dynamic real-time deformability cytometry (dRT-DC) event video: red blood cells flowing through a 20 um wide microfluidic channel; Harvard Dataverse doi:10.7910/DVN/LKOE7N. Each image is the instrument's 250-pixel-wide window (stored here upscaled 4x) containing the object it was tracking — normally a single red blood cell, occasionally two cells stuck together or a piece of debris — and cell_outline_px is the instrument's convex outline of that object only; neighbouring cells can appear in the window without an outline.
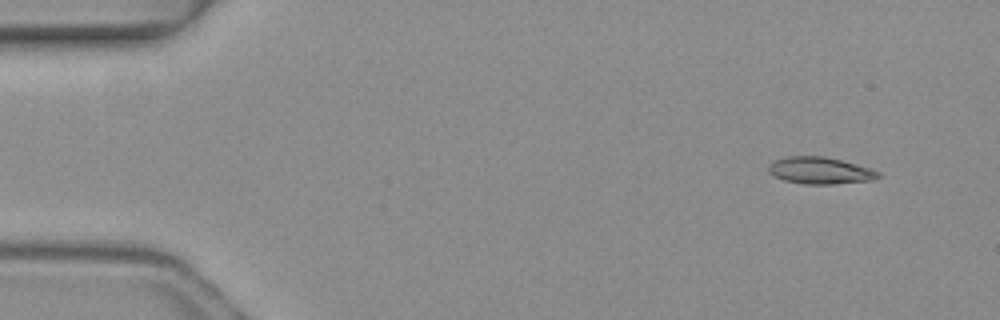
{"species": "common noctule bat (a hibernating species)", "species_latin": "Nyctalus noctula", "temperature_condition": "warm", "stored_images_in_passage": 4, "camera_frame_rate_fps": 3000, "um_per_image_px": 0.085, "animal": {"sex": "female", "body_mass_g": 19.3, "forearm_length_mm": 54.1}, "frame": {"image": 1, "passage_image": 1, "time_ms": 0.0, "image_size_px": [1000, 320], "cell_outline_px": [[880, 176], [872, 180], [832, 184], [804, 184], [784, 180], [768, 172], [768, 164], [776, 160], [788, 156], [824, 156], [856, 164], [880, 172]], "centroid_in_image_um": [69.68, 14.49], "position_along_channel_um": 15.3, "area_um2": 16.99}}
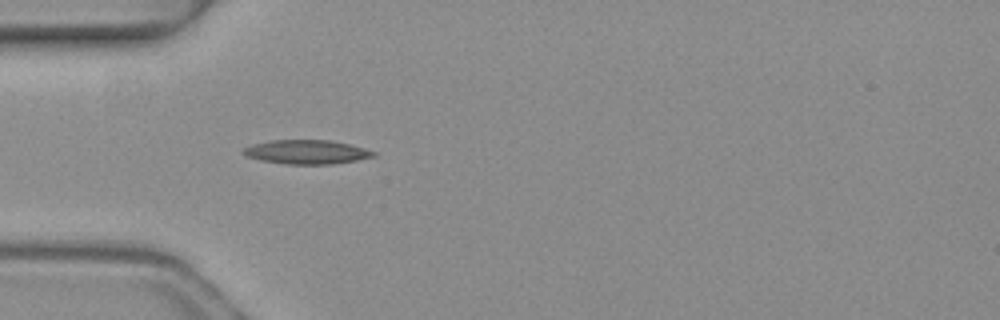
{"frame": {"image": 2, "passage_image": 4, "time_ms": 1.0, "image_size_px": [1000, 320], "cell_outline_px": [[376, 156], [356, 160], [332, 164], [284, 164], [260, 160], [244, 156], [240, 152], [244, 148], [252, 144], [272, 140], [328, 140], [348, 144], [364, 148], [376, 152]], "centroid_in_image_um": [26.01, 12.92], "position_along_channel_um": 59.0, "area_um2": 18.26}}